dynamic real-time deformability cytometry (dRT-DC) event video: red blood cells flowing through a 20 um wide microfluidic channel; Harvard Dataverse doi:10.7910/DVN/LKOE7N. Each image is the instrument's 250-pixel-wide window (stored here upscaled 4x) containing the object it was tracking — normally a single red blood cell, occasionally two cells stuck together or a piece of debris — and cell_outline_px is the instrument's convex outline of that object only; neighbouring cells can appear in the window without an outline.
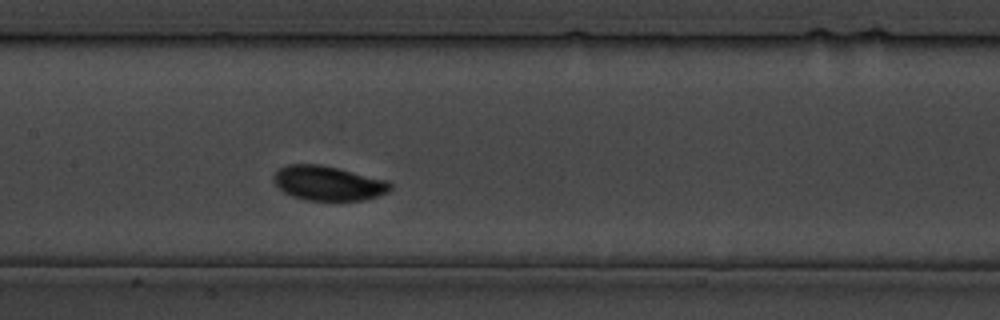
{"species": "common noctule bat (a hibernating species)", "species_latin": "Nyctalus noctula", "temperature_condition": "cold", "stored_images_in_passage": 26, "camera_frame_rate_fps": 3000, "um_per_image_px": 0.085, "animal": {"sex": "male", "body_mass_g": 19.5, "forearm_length_mm": 54.6}, "frame": {"image": 1, "passage_image": 8, "time_ms": 9.0, "image_size_px": [1000, 320], "cell_outline_px": [[392, 188], [388, 192], [364, 200], [304, 200], [292, 196], [284, 192], [272, 180], [276, 172], [280, 168], [288, 164], [320, 164], [388, 180], [392, 184]], "centroid_in_image_um": [27.9, 15.57], "position_along_channel_um": 179.5, "area_um2": 23.41}}
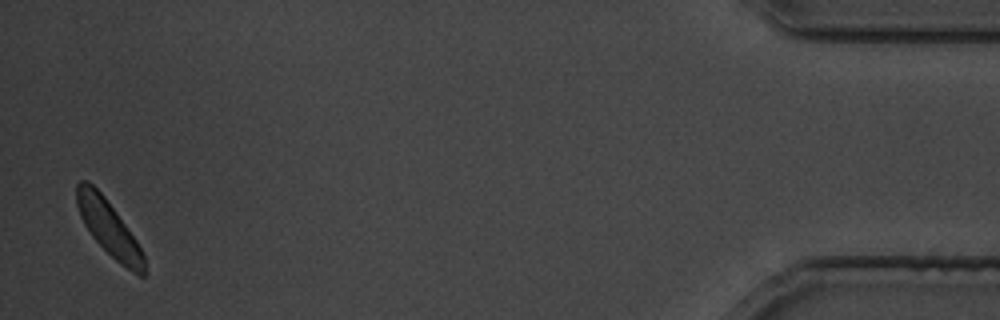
{"frame": {"image": 2, "passage_image": 26, "time_ms": 30.333, "image_size_px": [1000, 320], "cell_outline_px": [[144, 276], [140, 276], [132, 272], [120, 264], [92, 236], [84, 224], [80, 216], [76, 204], [76, 184], [80, 180], [88, 180], [104, 196], [136, 240], [144, 256]], "centroid_in_image_um": [9.21, 19.35], "position_along_channel_um": 426.0, "area_um2": 21.21}}